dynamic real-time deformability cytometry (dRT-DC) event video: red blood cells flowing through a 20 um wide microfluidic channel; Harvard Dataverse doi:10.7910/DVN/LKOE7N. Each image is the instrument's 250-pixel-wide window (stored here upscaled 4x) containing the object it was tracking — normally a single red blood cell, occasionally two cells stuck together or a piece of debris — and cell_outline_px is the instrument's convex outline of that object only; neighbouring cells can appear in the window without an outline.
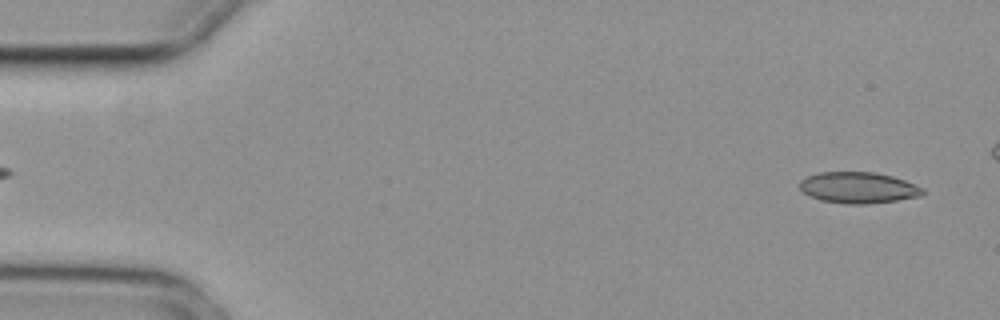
{"species": "common noctule bat (a hibernating species)", "species_latin": "Nyctalus noctula", "temperature_condition": "cold", "stored_images_in_passage": 5, "segment_of_instrument_passage": [2, 2], "camera_frame_rate_fps": 3000, "um_per_image_px": 0.085, "animal": {"sex": "female", "body_mass_g": 29.2, "forearm_length_mm": 56.3}, "frame": {"image": 1, "passage_image": 5, "time_ms": 1.333, "image_size_px": [1000, 320], "cell_outline_px": [[924, 192], [920, 196], [896, 200], [864, 204], [848, 204], [820, 200], [804, 192], [800, 188], [800, 180], [808, 176], [820, 172], [876, 172], [892, 176], [904, 180], [924, 188]], "centroid_in_image_um": [72.96, 15.94], "position_along_channel_um": 12.0, "area_um2": 22.14}}